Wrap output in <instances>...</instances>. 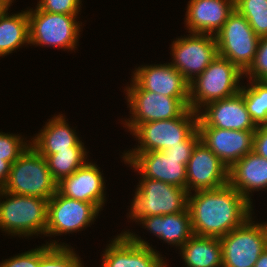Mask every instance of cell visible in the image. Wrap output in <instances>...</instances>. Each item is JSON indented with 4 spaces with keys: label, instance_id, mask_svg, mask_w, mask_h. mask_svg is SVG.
Masks as SVG:
<instances>
[{
    "label": "cell",
    "instance_id": "cell-6",
    "mask_svg": "<svg viewBox=\"0 0 267 267\" xmlns=\"http://www.w3.org/2000/svg\"><path fill=\"white\" fill-rule=\"evenodd\" d=\"M197 121L198 113L188 108L180 117L139 124L131 133L140 146L126 153L164 151L182 145L197 129Z\"/></svg>",
    "mask_w": 267,
    "mask_h": 267
},
{
    "label": "cell",
    "instance_id": "cell-26",
    "mask_svg": "<svg viewBox=\"0 0 267 267\" xmlns=\"http://www.w3.org/2000/svg\"><path fill=\"white\" fill-rule=\"evenodd\" d=\"M85 149L84 146H73L70 147V150H63L46 157L48 169L57 183L73 174L87 162Z\"/></svg>",
    "mask_w": 267,
    "mask_h": 267
},
{
    "label": "cell",
    "instance_id": "cell-13",
    "mask_svg": "<svg viewBox=\"0 0 267 267\" xmlns=\"http://www.w3.org/2000/svg\"><path fill=\"white\" fill-rule=\"evenodd\" d=\"M154 250L141 237L125 231L105 249L102 267H166Z\"/></svg>",
    "mask_w": 267,
    "mask_h": 267
},
{
    "label": "cell",
    "instance_id": "cell-18",
    "mask_svg": "<svg viewBox=\"0 0 267 267\" xmlns=\"http://www.w3.org/2000/svg\"><path fill=\"white\" fill-rule=\"evenodd\" d=\"M132 80L143 90L175 98H189V82L170 63L136 68Z\"/></svg>",
    "mask_w": 267,
    "mask_h": 267
},
{
    "label": "cell",
    "instance_id": "cell-37",
    "mask_svg": "<svg viewBox=\"0 0 267 267\" xmlns=\"http://www.w3.org/2000/svg\"><path fill=\"white\" fill-rule=\"evenodd\" d=\"M254 267H267V247L261 253L258 260L256 261Z\"/></svg>",
    "mask_w": 267,
    "mask_h": 267
},
{
    "label": "cell",
    "instance_id": "cell-36",
    "mask_svg": "<svg viewBox=\"0 0 267 267\" xmlns=\"http://www.w3.org/2000/svg\"><path fill=\"white\" fill-rule=\"evenodd\" d=\"M11 163L0 158V190H2L7 182L9 172L11 170Z\"/></svg>",
    "mask_w": 267,
    "mask_h": 267
},
{
    "label": "cell",
    "instance_id": "cell-24",
    "mask_svg": "<svg viewBox=\"0 0 267 267\" xmlns=\"http://www.w3.org/2000/svg\"><path fill=\"white\" fill-rule=\"evenodd\" d=\"M180 249L187 267H222V247L218 237L193 235Z\"/></svg>",
    "mask_w": 267,
    "mask_h": 267
},
{
    "label": "cell",
    "instance_id": "cell-1",
    "mask_svg": "<svg viewBox=\"0 0 267 267\" xmlns=\"http://www.w3.org/2000/svg\"><path fill=\"white\" fill-rule=\"evenodd\" d=\"M188 209L194 235L222 237L242 225L252 215L251 203L229 183L190 196Z\"/></svg>",
    "mask_w": 267,
    "mask_h": 267
},
{
    "label": "cell",
    "instance_id": "cell-25",
    "mask_svg": "<svg viewBox=\"0 0 267 267\" xmlns=\"http://www.w3.org/2000/svg\"><path fill=\"white\" fill-rule=\"evenodd\" d=\"M9 7L0 15V57L12 53L24 43L29 44L27 10L9 16Z\"/></svg>",
    "mask_w": 267,
    "mask_h": 267
},
{
    "label": "cell",
    "instance_id": "cell-33",
    "mask_svg": "<svg viewBox=\"0 0 267 267\" xmlns=\"http://www.w3.org/2000/svg\"><path fill=\"white\" fill-rule=\"evenodd\" d=\"M199 141L200 133L198 129H196L184 142H182V145L172 146V148H167L162 152L166 157L181 159V163L187 165L188 160L191 158L192 151Z\"/></svg>",
    "mask_w": 267,
    "mask_h": 267
},
{
    "label": "cell",
    "instance_id": "cell-2",
    "mask_svg": "<svg viewBox=\"0 0 267 267\" xmlns=\"http://www.w3.org/2000/svg\"><path fill=\"white\" fill-rule=\"evenodd\" d=\"M244 73L228 59L219 55L189 83V108L197 113L205 105L240 92ZM239 85V86H238Z\"/></svg>",
    "mask_w": 267,
    "mask_h": 267
},
{
    "label": "cell",
    "instance_id": "cell-4",
    "mask_svg": "<svg viewBox=\"0 0 267 267\" xmlns=\"http://www.w3.org/2000/svg\"><path fill=\"white\" fill-rule=\"evenodd\" d=\"M0 196L6 197V201H0L2 231L25 237L42 233L45 235L48 200L35 196L16 195L3 190H0Z\"/></svg>",
    "mask_w": 267,
    "mask_h": 267
},
{
    "label": "cell",
    "instance_id": "cell-23",
    "mask_svg": "<svg viewBox=\"0 0 267 267\" xmlns=\"http://www.w3.org/2000/svg\"><path fill=\"white\" fill-rule=\"evenodd\" d=\"M138 222L164 242L180 247L194 235L188 207L180 213L143 217Z\"/></svg>",
    "mask_w": 267,
    "mask_h": 267
},
{
    "label": "cell",
    "instance_id": "cell-5",
    "mask_svg": "<svg viewBox=\"0 0 267 267\" xmlns=\"http://www.w3.org/2000/svg\"><path fill=\"white\" fill-rule=\"evenodd\" d=\"M132 201L130 218L138 222L143 217L180 213L188 206L186 189L163 181L144 178Z\"/></svg>",
    "mask_w": 267,
    "mask_h": 267
},
{
    "label": "cell",
    "instance_id": "cell-16",
    "mask_svg": "<svg viewBox=\"0 0 267 267\" xmlns=\"http://www.w3.org/2000/svg\"><path fill=\"white\" fill-rule=\"evenodd\" d=\"M204 110L198 112L197 126L243 131L257 129L248 113L241 91L234 96L205 105Z\"/></svg>",
    "mask_w": 267,
    "mask_h": 267
},
{
    "label": "cell",
    "instance_id": "cell-21",
    "mask_svg": "<svg viewBox=\"0 0 267 267\" xmlns=\"http://www.w3.org/2000/svg\"><path fill=\"white\" fill-rule=\"evenodd\" d=\"M228 183L252 204L249 192L267 189V159L249 152L229 169Z\"/></svg>",
    "mask_w": 267,
    "mask_h": 267
},
{
    "label": "cell",
    "instance_id": "cell-8",
    "mask_svg": "<svg viewBox=\"0 0 267 267\" xmlns=\"http://www.w3.org/2000/svg\"><path fill=\"white\" fill-rule=\"evenodd\" d=\"M214 36L218 55L228 59L244 73L254 60L260 40L246 18L234 9Z\"/></svg>",
    "mask_w": 267,
    "mask_h": 267
},
{
    "label": "cell",
    "instance_id": "cell-29",
    "mask_svg": "<svg viewBox=\"0 0 267 267\" xmlns=\"http://www.w3.org/2000/svg\"><path fill=\"white\" fill-rule=\"evenodd\" d=\"M235 9L258 37H267V0H235Z\"/></svg>",
    "mask_w": 267,
    "mask_h": 267
},
{
    "label": "cell",
    "instance_id": "cell-27",
    "mask_svg": "<svg viewBox=\"0 0 267 267\" xmlns=\"http://www.w3.org/2000/svg\"><path fill=\"white\" fill-rule=\"evenodd\" d=\"M251 85L247 88L241 86L243 98L256 126L267 124V80H250ZM247 88V89H246Z\"/></svg>",
    "mask_w": 267,
    "mask_h": 267
},
{
    "label": "cell",
    "instance_id": "cell-28",
    "mask_svg": "<svg viewBox=\"0 0 267 267\" xmlns=\"http://www.w3.org/2000/svg\"><path fill=\"white\" fill-rule=\"evenodd\" d=\"M54 241L40 247L38 267H84L73 249Z\"/></svg>",
    "mask_w": 267,
    "mask_h": 267
},
{
    "label": "cell",
    "instance_id": "cell-34",
    "mask_svg": "<svg viewBox=\"0 0 267 267\" xmlns=\"http://www.w3.org/2000/svg\"><path fill=\"white\" fill-rule=\"evenodd\" d=\"M40 260V247L18 254L0 263V267H38Z\"/></svg>",
    "mask_w": 267,
    "mask_h": 267
},
{
    "label": "cell",
    "instance_id": "cell-38",
    "mask_svg": "<svg viewBox=\"0 0 267 267\" xmlns=\"http://www.w3.org/2000/svg\"><path fill=\"white\" fill-rule=\"evenodd\" d=\"M13 0H0V15L5 11L7 7L11 6Z\"/></svg>",
    "mask_w": 267,
    "mask_h": 267
},
{
    "label": "cell",
    "instance_id": "cell-17",
    "mask_svg": "<svg viewBox=\"0 0 267 267\" xmlns=\"http://www.w3.org/2000/svg\"><path fill=\"white\" fill-rule=\"evenodd\" d=\"M123 159L144 178L163 181L187 190V167L181 163V159L168 158L162 151L124 153Z\"/></svg>",
    "mask_w": 267,
    "mask_h": 267
},
{
    "label": "cell",
    "instance_id": "cell-9",
    "mask_svg": "<svg viewBox=\"0 0 267 267\" xmlns=\"http://www.w3.org/2000/svg\"><path fill=\"white\" fill-rule=\"evenodd\" d=\"M126 92L132 116L131 120H125L124 125L131 132L142 123L180 117L189 108V98L168 97L146 91L133 80Z\"/></svg>",
    "mask_w": 267,
    "mask_h": 267
},
{
    "label": "cell",
    "instance_id": "cell-19",
    "mask_svg": "<svg viewBox=\"0 0 267 267\" xmlns=\"http://www.w3.org/2000/svg\"><path fill=\"white\" fill-rule=\"evenodd\" d=\"M103 179L96 164L86 162L73 174L63 178L57 184V191L66 197L93 203L101 210L106 199Z\"/></svg>",
    "mask_w": 267,
    "mask_h": 267
},
{
    "label": "cell",
    "instance_id": "cell-10",
    "mask_svg": "<svg viewBox=\"0 0 267 267\" xmlns=\"http://www.w3.org/2000/svg\"><path fill=\"white\" fill-rule=\"evenodd\" d=\"M29 19V44L51 45L74 50L80 33L78 15L50 13L38 8L27 10Z\"/></svg>",
    "mask_w": 267,
    "mask_h": 267
},
{
    "label": "cell",
    "instance_id": "cell-14",
    "mask_svg": "<svg viewBox=\"0 0 267 267\" xmlns=\"http://www.w3.org/2000/svg\"><path fill=\"white\" fill-rule=\"evenodd\" d=\"M186 167L188 194L191 190H212L228 184L229 169L201 141L194 147Z\"/></svg>",
    "mask_w": 267,
    "mask_h": 267
},
{
    "label": "cell",
    "instance_id": "cell-30",
    "mask_svg": "<svg viewBox=\"0 0 267 267\" xmlns=\"http://www.w3.org/2000/svg\"><path fill=\"white\" fill-rule=\"evenodd\" d=\"M29 145L18 135L0 132V158L4 161L13 164Z\"/></svg>",
    "mask_w": 267,
    "mask_h": 267
},
{
    "label": "cell",
    "instance_id": "cell-11",
    "mask_svg": "<svg viewBox=\"0 0 267 267\" xmlns=\"http://www.w3.org/2000/svg\"><path fill=\"white\" fill-rule=\"evenodd\" d=\"M176 39L171 47L173 62L170 64L190 83L218 55L216 39L214 35L200 33Z\"/></svg>",
    "mask_w": 267,
    "mask_h": 267
},
{
    "label": "cell",
    "instance_id": "cell-31",
    "mask_svg": "<svg viewBox=\"0 0 267 267\" xmlns=\"http://www.w3.org/2000/svg\"><path fill=\"white\" fill-rule=\"evenodd\" d=\"M250 80H267V37H261L252 64L244 72Z\"/></svg>",
    "mask_w": 267,
    "mask_h": 267
},
{
    "label": "cell",
    "instance_id": "cell-22",
    "mask_svg": "<svg viewBox=\"0 0 267 267\" xmlns=\"http://www.w3.org/2000/svg\"><path fill=\"white\" fill-rule=\"evenodd\" d=\"M63 115L54 116L36 135L32 145L43 157L55 154L63 150H70L73 146H83L84 143L77 137Z\"/></svg>",
    "mask_w": 267,
    "mask_h": 267
},
{
    "label": "cell",
    "instance_id": "cell-7",
    "mask_svg": "<svg viewBox=\"0 0 267 267\" xmlns=\"http://www.w3.org/2000/svg\"><path fill=\"white\" fill-rule=\"evenodd\" d=\"M253 223L252 216L219 238L222 267H254L267 247V222Z\"/></svg>",
    "mask_w": 267,
    "mask_h": 267
},
{
    "label": "cell",
    "instance_id": "cell-32",
    "mask_svg": "<svg viewBox=\"0 0 267 267\" xmlns=\"http://www.w3.org/2000/svg\"><path fill=\"white\" fill-rule=\"evenodd\" d=\"M81 0H40L37 8L50 13L77 15L80 12Z\"/></svg>",
    "mask_w": 267,
    "mask_h": 267
},
{
    "label": "cell",
    "instance_id": "cell-20",
    "mask_svg": "<svg viewBox=\"0 0 267 267\" xmlns=\"http://www.w3.org/2000/svg\"><path fill=\"white\" fill-rule=\"evenodd\" d=\"M186 26L189 33L215 35L235 9V0H190Z\"/></svg>",
    "mask_w": 267,
    "mask_h": 267
},
{
    "label": "cell",
    "instance_id": "cell-12",
    "mask_svg": "<svg viewBox=\"0 0 267 267\" xmlns=\"http://www.w3.org/2000/svg\"><path fill=\"white\" fill-rule=\"evenodd\" d=\"M99 211L93 203L72 199L57 191L48 200L45 234L61 235L81 231L94 221Z\"/></svg>",
    "mask_w": 267,
    "mask_h": 267
},
{
    "label": "cell",
    "instance_id": "cell-15",
    "mask_svg": "<svg viewBox=\"0 0 267 267\" xmlns=\"http://www.w3.org/2000/svg\"><path fill=\"white\" fill-rule=\"evenodd\" d=\"M200 141L230 169L238 160L253 151L255 131L225 130L197 126Z\"/></svg>",
    "mask_w": 267,
    "mask_h": 267
},
{
    "label": "cell",
    "instance_id": "cell-35",
    "mask_svg": "<svg viewBox=\"0 0 267 267\" xmlns=\"http://www.w3.org/2000/svg\"><path fill=\"white\" fill-rule=\"evenodd\" d=\"M253 151L267 159V124L257 126L254 133Z\"/></svg>",
    "mask_w": 267,
    "mask_h": 267
},
{
    "label": "cell",
    "instance_id": "cell-3",
    "mask_svg": "<svg viewBox=\"0 0 267 267\" xmlns=\"http://www.w3.org/2000/svg\"><path fill=\"white\" fill-rule=\"evenodd\" d=\"M57 184L48 169L46 158L29 145L11 165L7 182L2 190L16 195L49 200L57 192Z\"/></svg>",
    "mask_w": 267,
    "mask_h": 267
}]
</instances>
